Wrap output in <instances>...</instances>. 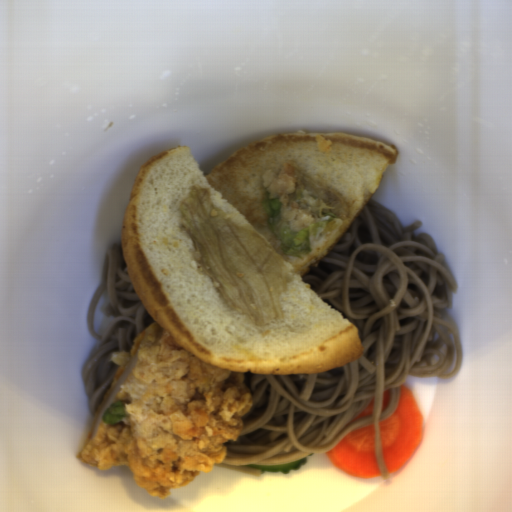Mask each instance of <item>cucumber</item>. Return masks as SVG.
<instances>
[{
	"label": "cucumber",
	"mask_w": 512,
	"mask_h": 512,
	"mask_svg": "<svg viewBox=\"0 0 512 512\" xmlns=\"http://www.w3.org/2000/svg\"><path fill=\"white\" fill-rule=\"evenodd\" d=\"M308 463V458L303 457L298 460L282 464V465H257V464H248L246 466L252 469H260V474L263 473H279L282 475H289L291 471H300L302 467H305Z\"/></svg>",
	"instance_id": "obj_1"
}]
</instances>
